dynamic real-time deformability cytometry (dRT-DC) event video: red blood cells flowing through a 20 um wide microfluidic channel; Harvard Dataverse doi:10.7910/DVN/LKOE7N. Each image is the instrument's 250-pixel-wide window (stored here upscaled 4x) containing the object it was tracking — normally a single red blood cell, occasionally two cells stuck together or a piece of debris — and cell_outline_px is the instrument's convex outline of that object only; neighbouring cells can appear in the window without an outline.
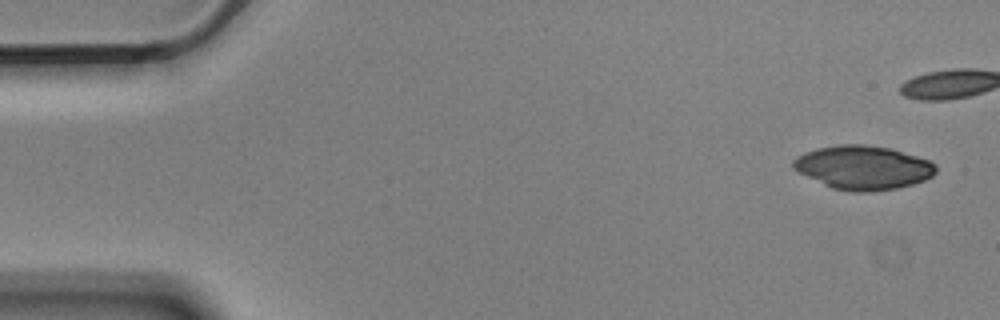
{"species": "Egyptian fruit bat (a non-hibernating species)", "species_latin": "Rousettus aegyptiacus", "temperature_condition": "cold", "stored_images_in_passage": 6, "segment_of_instrument_passage": [1, 2], "camera_frame_rate_fps": 3000, "um_per_image_px": 0.085, "animal": {"sex": "male"}, "frame": {"image": 1, "passage_image": 1, "time_ms": 0.0, "image_size_px": [1000, 320], "cell_outline_px": [[936, 172], [932, 176], [924, 180], [912, 184], [896, 188], [872, 192], [852, 192], [832, 188], [792, 168], [792, 160], [804, 152], [816, 148], [840, 144], [864, 144], [892, 148], [928, 160], [936, 164]], "centroid_in_image_um": [73.37, 14.23], "position_along_channel_um": 11.6, "area_um2": 36.41}}